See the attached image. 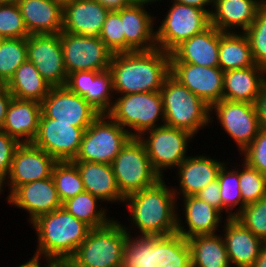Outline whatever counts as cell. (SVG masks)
I'll use <instances>...</instances> for the list:
<instances>
[{
    "instance_id": "6da1fadb",
    "label": "cell",
    "mask_w": 266,
    "mask_h": 267,
    "mask_svg": "<svg viewBox=\"0 0 266 267\" xmlns=\"http://www.w3.org/2000/svg\"><path fill=\"white\" fill-rule=\"evenodd\" d=\"M164 180L129 194L123 202L129 208L132 226L140 233L133 242L147 257L176 250L177 198Z\"/></svg>"
},
{
    "instance_id": "7a4b0ae2",
    "label": "cell",
    "mask_w": 266,
    "mask_h": 267,
    "mask_svg": "<svg viewBox=\"0 0 266 267\" xmlns=\"http://www.w3.org/2000/svg\"><path fill=\"white\" fill-rule=\"evenodd\" d=\"M129 232L116 219L90 229L63 267H138L147 255L133 242V234Z\"/></svg>"
},
{
    "instance_id": "3957f363",
    "label": "cell",
    "mask_w": 266,
    "mask_h": 267,
    "mask_svg": "<svg viewBox=\"0 0 266 267\" xmlns=\"http://www.w3.org/2000/svg\"><path fill=\"white\" fill-rule=\"evenodd\" d=\"M109 69L115 95L160 91L170 75V53L159 48L116 53Z\"/></svg>"
},
{
    "instance_id": "277c9868",
    "label": "cell",
    "mask_w": 266,
    "mask_h": 267,
    "mask_svg": "<svg viewBox=\"0 0 266 267\" xmlns=\"http://www.w3.org/2000/svg\"><path fill=\"white\" fill-rule=\"evenodd\" d=\"M38 236L37 255L63 267L86 239L90 227L64 207L38 216L31 222Z\"/></svg>"
},
{
    "instance_id": "5b68a950",
    "label": "cell",
    "mask_w": 266,
    "mask_h": 267,
    "mask_svg": "<svg viewBox=\"0 0 266 267\" xmlns=\"http://www.w3.org/2000/svg\"><path fill=\"white\" fill-rule=\"evenodd\" d=\"M165 116V125L197 132L212 123L211 107L171 74L165 79L160 90Z\"/></svg>"
},
{
    "instance_id": "8992f818",
    "label": "cell",
    "mask_w": 266,
    "mask_h": 267,
    "mask_svg": "<svg viewBox=\"0 0 266 267\" xmlns=\"http://www.w3.org/2000/svg\"><path fill=\"white\" fill-rule=\"evenodd\" d=\"M113 99L116 100L108 115L132 137H140L145 131L165 124L160 91L125 94ZM159 119L163 122L161 125H157Z\"/></svg>"
},
{
    "instance_id": "52a82bcc",
    "label": "cell",
    "mask_w": 266,
    "mask_h": 267,
    "mask_svg": "<svg viewBox=\"0 0 266 267\" xmlns=\"http://www.w3.org/2000/svg\"><path fill=\"white\" fill-rule=\"evenodd\" d=\"M131 138L130 133L108 114H100L84 131L79 152L72 161L111 165Z\"/></svg>"
},
{
    "instance_id": "ba28073f",
    "label": "cell",
    "mask_w": 266,
    "mask_h": 267,
    "mask_svg": "<svg viewBox=\"0 0 266 267\" xmlns=\"http://www.w3.org/2000/svg\"><path fill=\"white\" fill-rule=\"evenodd\" d=\"M119 191L126 197L157 183L161 177L154 170L144 143L132 137L111 163Z\"/></svg>"
},
{
    "instance_id": "9c48e42d",
    "label": "cell",
    "mask_w": 266,
    "mask_h": 267,
    "mask_svg": "<svg viewBox=\"0 0 266 267\" xmlns=\"http://www.w3.org/2000/svg\"><path fill=\"white\" fill-rule=\"evenodd\" d=\"M194 137L189 131L164 124L145 131L138 138L144 143L154 170L164 178V171L176 169L188 157V144Z\"/></svg>"
},
{
    "instance_id": "30bf717a",
    "label": "cell",
    "mask_w": 266,
    "mask_h": 267,
    "mask_svg": "<svg viewBox=\"0 0 266 267\" xmlns=\"http://www.w3.org/2000/svg\"><path fill=\"white\" fill-rule=\"evenodd\" d=\"M210 26L209 12L173 1L159 28L156 27L157 48L171 53L183 41Z\"/></svg>"
},
{
    "instance_id": "8fae6325",
    "label": "cell",
    "mask_w": 266,
    "mask_h": 267,
    "mask_svg": "<svg viewBox=\"0 0 266 267\" xmlns=\"http://www.w3.org/2000/svg\"><path fill=\"white\" fill-rule=\"evenodd\" d=\"M65 70L104 71L110 68L113 53L99 37L60 32Z\"/></svg>"
},
{
    "instance_id": "7c38bea8",
    "label": "cell",
    "mask_w": 266,
    "mask_h": 267,
    "mask_svg": "<svg viewBox=\"0 0 266 267\" xmlns=\"http://www.w3.org/2000/svg\"><path fill=\"white\" fill-rule=\"evenodd\" d=\"M210 114H216L220 126L233 138L241 153L261 129L253 103L222 99L211 106Z\"/></svg>"
},
{
    "instance_id": "4fadbf2b",
    "label": "cell",
    "mask_w": 266,
    "mask_h": 267,
    "mask_svg": "<svg viewBox=\"0 0 266 267\" xmlns=\"http://www.w3.org/2000/svg\"><path fill=\"white\" fill-rule=\"evenodd\" d=\"M57 161L33 143H20L13 155L7 178L0 184V193L7 184L10 189L7 198L21 185L52 176Z\"/></svg>"
},
{
    "instance_id": "5bb4252c",
    "label": "cell",
    "mask_w": 266,
    "mask_h": 267,
    "mask_svg": "<svg viewBox=\"0 0 266 267\" xmlns=\"http://www.w3.org/2000/svg\"><path fill=\"white\" fill-rule=\"evenodd\" d=\"M41 113L57 122L74 123L84 131L100 115L83 97L66 86L51 87L41 102Z\"/></svg>"
},
{
    "instance_id": "9a60e30c",
    "label": "cell",
    "mask_w": 266,
    "mask_h": 267,
    "mask_svg": "<svg viewBox=\"0 0 266 267\" xmlns=\"http://www.w3.org/2000/svg\"><path fill=\"white\" fill-rule=\"evenodd\" d=\"M28 61L51 87L65 86L68 74L58 34H30L26 38Z\"/></svg>"
},
{
    "instance_id": "2e32d148",
    "label": "cell",
    "mask_w": 266,
    "mask_h": 267,
    "mask_svg": "<svg viewBox=\"0 0 266 267\" xmlns=\"http://www.w3.org/2000/svg\"><path fill=\"white\" fill-rule=\"evenodd\" d=\"M83 134L84 130L74 123L57 122L41 113L37 136L32 143L56 161H72L79 152Z\"/></svg>"
},
{
    "instance_id": "e0dca14e",
    "label": "cell",
    "mask_w": 266,
    "mask_h": 267,
    "mask_svg": "<svg viewBox=\"0 0 266 267\" xmlns=\"http://www.w3.org/2000/svg\"><path fill=\"white\" fill-rule=\"evenodd\" d=\"M170 74L210 107L223 98L224 71L188 63H170Z\"/></svg>"
},
{
    "instance_id": "ac0fdd59",
    "label": "cell",
    "mask_w": 266,
    "mask_h": 267,
    "mask_svg": "<svg viewBox=\"0 0 266 267\" xmlns=\"http://www.w3.org/2000/svg\"><path fill=\"white\" fill-rule=\"evenodd\" d=\"M65 86L83 97L100 114H108L113 107L112 97L115 92L110 69L70 73Z\"/></svg>"
},
{
    "instance_id": "d6986e66",
    "label": "cell",
    "mask_w": 266,
    "mask_h": 267,
    "mask_svg": "<svg viewBox=\"0 0 266 267\" xmlns=\"http://www.w3.org/2000/svg\"><path fill=\"white\" fill-rule=\"evenodd\" d=\"M148 4L152 3L133 2L129 7L117 11L123 23L125 52L150 51L157 48L154 31L156 17L146 11Z\"/></svg>"
},
{
    "instance_id": "ffe728a7",
    "label": "cell",
    "mask_w": 266,
    "mask_h": 267,
    "mask_svg": "<svg viewBox=\"0 0 266 267\" xmlns=\"http://www.w3.org/2000/svg\"><path fill=\"white\" fill-rule=\"evenodd\" d=\"M7 199L9 205L27 211L30 223L62 207L52 176L19 186Z\"/></svg>"
},
{
    "instance_id": "44dd1931",
    "label": "cell",
    "mask_w": 266,
    "mask_h": 267,
    "mask_svg": "<svg viewBox=\"0 0 266 267\" xmlns=\"http://www.w3.org/2000/svg\"><path fill=\"white\" fill-rule=\"evenodd\" d=\"M182 200L186 222L183 223L177 215L176 249L188 238L215 234L223 218L218 209L196 196L183 197Z\"/></svg>"
},
{
    "instance_id": "7402d4cb",
    "label": "cell",
    "mask_w": 266,
    "mask_h": 267,
    "mask_svg": "<svg viewBox=\"0 0 266 267\" xmlns=\"http://www.w3.org/2000/svg\"><path fill=\"white\" fill-rule=\"evenodd\" d=\"M174 253L189 267H231L224 239L217 233L188 238Z\"/></svg>"
},
{
    "instance_id": "603a6c76",
    "label": "cell",
    "mask_w": 266,
    "mask_h": 267,
    "mask_svg": "<svg viewBox=\"0 0 266 267\" xmlns=\"http://www.w3.org/2000/svg\"><path fill=\"white\" fill-rule=\"evenodd\" d=\"M220 31L210 26L205 31L183 41L170 53V63H188L204 67H219Z\"/></svg>"
},
{
    "instance_id": "cb8c5ba5",
    "label": "cell",
    "mask_w": 266,
    "mask_h": 267,
    "mask_svg": "<svg viewBox=\"0 0 266 267\" xmlns=\"http://www.w3.org/2000/svg\"><path fill=\"white\" fill-rule=\"evenodd\" d=\"M109 12L96 0H73L63 7L62 31L99 37Z\"/></svg>"
},
{
    "instance_id": "d4e9b609",
    "label": "cell",
    "mask_w": 266,
    "mask_h": 267,
    "mask_svg": "<svg viewBox=\"0 0 266 267\" xmlns=\"http://www.w3.org/2000/svg\"><path fill=\"white\" fill-rule=\"evenodd\" d=\"M225 221L222 235L230 265L252 267L260 254L264 241L256 237L235 217L226 218Z\"/></svg>"
},
{
    "instance_id": "484cf974",
    "label": "cell",
    "mask_w": 266,
    "mask_h": 267,
    "mask_svg": "<svg viewBox=\"0 0 266 267\" xmlns=\"http://www.w3.org/2000/svg\"><path fill=\"white\" fill-rule=\"evenodd\" d=\"M224 163L205 154L188 156L176 169L180 186L174 188L173 192L177 200L179 196H195L205 186L215 181Z\"/></svg>"
},
{
    "instance_id": "4316f807",
    "label": "cell",
    "mask_w": 266,
    "mask_h": 267,
    "mask_svg": "<svg viewBox=\"0 0 266 267\" xmlns=\"http://www.w3.org/2000/svg\"><path fill=\"white\" fill-rule=\"evenodd\" d=\"M264 1L214 0V10L210 14L211 25L221 32H235L238 28L244 33L253 23Z\"/></svg>"
},
{
    "instance_id": "83f0119b",
    "label": "cell",
    "mask_w": 266,
    "mask_h": 267,
    "mask_svg": "<svg viewBox=\"0 0 266 267\" xmlns=\"http://www.w3.org/2000/svg\"><path fill=\"white\" fill-rule=\"evenodd\" d=\"M40 115V102L13 97L1 130L19 143H32L37 136Z\"/></svg>"
},
{
    "instance_id": "f1b7e54d",
    "label": "cell",
    "mask_w": 266,
    "mask_h": 267,
    "mask_svg": "<svg viewBox=\"0 0 266 267\" xmlns=\"http://www.w3.org/2000/svg\"><path fill=\"white\" fill-rule=\"evenodd\" d=\"M29 34H58L62 31L63 6L52 0H17Z\"/></svg>"
},
{
    "instance_id": "f546056e",
    "label": "cell",
    "mask_w": 266,
    "mask_h": 267,
    "mask_svg": "<svg viewBox=\"0 0 266 267\" xmlns=\"http://www.w3.org/2000/svg\"><path fill=\"white\" fill-rule=\"evenodd\" d=\"M265 81L266 69L262 66L225 71L222 99L254 104Z\"/></svg>"
},
{
    "instance_id": "4dcf8cb0",
    "label": "cell",
    "mask_w": 266,
    "mask_h": 267,
    "mask_svg": "<svg viewBox=\"0 0 266 267\" xmlns=\"http://www.w3.org/2000/svg\"><path fill=\"white\" fill-rule=\"evenodd\" d=\"M72 162L77 166L85 191L104 203L106 201L124 202L125 197L119 191L111 165L84 161Z\"/></svg>"
},
{
    "instance_id": "1f68e13d",
    "label": "cell",
    "mask_w": 266,
    "mask_h": 267,
    "mask_svg": "<svg viewBox=\"0 0 266 267\" xmlns=\"http://www.w3.org/2000/svg\"><path fill=\"white\" fill-rule=\"evenodd\" d=\"M6 86L14 98L34 100L40 103L51 89V85L28 60L16 69Z\"/></svg>"
},
{
    "instance_id": "d6a6232c",
    "label": "cell",
    "mask_w": 266,
    "mask_h": 267,
    "mask_svg": "<svg viewBox=\"0 0 266 267\" xmlns=\"http://www.w3.org/2000/svg\"><path fill=\"white\" fill-rule=\"evenodd\" d=\"M219 67L225 72L256 65L247 36L238 32H221Z\"/></svg>"
},
{
    "instance_id": "836d02e7",
    "label": "cell",
    "mask_w": 266,
    "mask_h": 267,
    "mask_svg": "<svg viewBox=\"0 0 266 267\" xmlns=\"http://www.w3.org/2000/svg\"><path fill=\"white\" fill-rule=\"evenodd\" d=\"M98 202L101 203L102 201L91 193L84 191L64 201L62 207L92 229L105 226L112 221L111 219H114L107 216L108 209L102 207L98 210V206H100Z\"/></svg>"
},
{
    "instance_id": "e575fe53",
    "label": "cell",
    "mask_w": 266,
    "mask_h": 267,
    "mask_svg": "<svg viewBox=\"0 0 266 267\" xmlns=\"http://www.w3.org/2000/svg\"><path fill=\"white\" fill-rule=\"evenodd\" d=\"M226 166V163L222 165L218 172L217 179L221 188L222 213L223 211L225 212L226 209V213L228 212L227 218H233L236 217L246 205L243 203L239 188V167L230 170ZM236 207L238 208L237 211L234 209Z\"/></svg>"
},
{
    "instance_id": "d590c367",
    "label": "cell",
    "mask_w": 266,
    "mask_h": 267,
    "mask_svg": "<svg viewBox=\"0 0 266 267\" xmlns=\"http://www.w3.org/2000/svg\"><path fill=\"white\" fill-rule=\"evenodd\" d=\"M52 178L62 203L85 191L81 175L72 161H57L52 169Z\"/></svg>"
},
{
    "instance_id": "8d00e7d4",
    "label": "cell",
    "mask_w": 266,
    "mask_h": 267,
    "mask_svg": "<svg viewBox=\"0 0 266 267\" xmlns=\"http://www.w3.org/2000/svg\"><path fill=\"white\" fill-rule=\"evenodd\" d=\"M27 60L26 38H6L0 42V78L5 84Z\"/></svg>"
},
{
    "instance_id": "74e56055",
    "label": "cell",
    "mask_w": 266,
    "mask_h": 267,
    "mask_svg": "<svg viewBox=\"0 0 266 267\" xmlns=\"http://www.w3.org/2000/svg\"><path fill=\"white\" fill-rule=\"evenodd\" d=\"M244 34L248 38L255 64L266 69V0L260 5L256 18Z\"/></svg>"
},
{
    "instance_id": "f35d334b",
    "label": "cell",
    "mask_w": 266,
    "mask_h": 267,
    "mask_svg": "<svg viewBox=\"0 0 266 267\" xmlns=\"http://www.w3.org/2000/svg\"><path fill=\"white\" fill-rule=\"evenodd\" d=\"M242 167L239 170V188L243 203L247 205L266 197V175L245 162Z\"/></svg>"
},
{
    "instance_id": "ab89813d",
    "label": "cell",
    "mask_w": 266,
    "mask_h": 267,
    "mask_svg": "<svg viewBox=\"0 0 266 267\" xmlns=\"http://www.w3.org/2000/svg\"><path fill=\"white\" fill-rule=\"evenodd\" d=\"M0 35L6 38H27L23 17L16 2L0 3Z\"/></svg>"
},
{
    "instance_id": "60d3db41",
    "label": "cell",
    "mask_w": 266,
    "mask_h": 267,
    "mask_svg": "<svg viewBox=\"0 0 266 267\" xmlns=\"http://www.w3.org/2000/svg\"><path fill=\"white\" fill-rule=\"evenodd\" d=\"M235 218L256 237L266 242V197L247 204Z\"/></svg>"
},
{
    "instance_id": "b9f144b4",
    "label": "cell",
    "mask_w": 266,
    "mask_h": 267,
    "mask_svg": "<svg viewBox=\"0 0 266 267\" xmlns=\"http://www.w3.org/2000/svg\"><path fill=\"white\" fill-rule=\"evenodd\" d=\"M99 38L113 54L125 52L123 23L121 21V16L117 11L108 13Z\"/></svg>"
},
{
    "instance_id": "7bdbcfd3",
    "label": "cell",
    "mask_w": 266,
    "mask_h": 267,
    "mask_svg": "<svg viewBox=\"0 0 266 267\" xmlns=\"http://www.w3.org/2000/svg\"><path fill=\"white\" fill-rule=\"evenodd\" d=\"M248 166L266 175V129H260L252 143L240 153Z\"/></svg>"
},
{
    "instance_id": "ee69618b",
    "label": "cell",
    "mask_w": 266,
    "mask_h": 267,
    "mask_svg": "<svg viewBox=\"0 0 266 267\" xmlns=\"http://www.w3.org/2000/svg\"><path fill=\"white\" fill-rule=\"evenodd\" d=\"M20 143L0 129V184L7 178L13 155Z\"/></svg>"
},
{
    "instance_id": "f6af8a7d",
    "label": "cell",
    "mask_w": 266,
    "mask_h": 267,
    "mask_svg": "<svg viewBox=\"0 0 266 267\" xmlns=\"http://www.w3.org/2000/svg\"><path fill=\"white\" fill-rule=\"evenodd\" d=\"M220 190L221 188L219 186V181L218 179H216L215 181L205 186L202 190H200L195 196L218 209L222 213V200Z\"/></svg>"
},
{
    "instance_id": "bcb514c9",
    "label": "cell",
    "mask_w": 266,
    "mask_h": 267,
    "mask_svg": "<svg viewBox=\"0 0 266 267\" xmlns=\"http://www.w3.org/2000/svg\"><path fill=\"white\" fill-rule=\"evenodd\" d=\"M154 267H189L174 252H166L151 257Z\"/></svg>"
},
{
    "instance_id": "7dc6e473",
    "label": "cell",
    "mask_w": 266,
    "mask_h": 267,
    "mask_svg": "<svg viewBox=\"0 0 266 267\" xmlns=\"http://www.w3.org/2000/svg\"><path fill=\"white\" fill-rule=\"evenodd\" d=\"M260 128L266 129V81L254 102Z\"/></svg>"
},
{
    "instance_id": "c3c4849f",
    "label": "cell",
    "mask_w": 266,
    "mask_h": 267,
    "mask_svg": "<svg viewBox=\"0 0 266 267\" xmlns=\"http://www.w3.org/2000/svg\"><path fill=\"white\" fill-rule=\"evenodd\" d=\"M12 99L13 96L5 85L2 89H0V129L3 127L5 115Z\"/></svg>"
},
{
    "instance_id": "681fc988",
    "label": "cell",
    "mask_w": 266,
    "mask_h": 267,
    "mask_svg": "<svg viewBox=\"0 0 266 267\" xmlns=\"http://www.w3.org/2000/svg\"><path fill=\"white\" fill-rule=\"evenodd\" d=\"M108 11H119L120 9L129 7L133 1L132 0H96Z\"/></svg>"
},
{
    "instance_id": "f907efd6",
    "label": "cell",
    "mask_w": 266,
    "mask_h": 267,
    "mask_svg": "<svg viewBox=\"0 0 266 267\" xmlns=\"http://www.w3.org/2000/svg\"><path fill=\"white\" fill-rule=\"evenodd\" d=\"M156 1H161V0H156ZM177 3L183 4V5H188L192 7H196L199 9H203L206 12H209L211 14V10L213 9V4L214 0H172ZM208 5H211V10L209 9ZM208 7V9L206 8Z\"/></svg>"
},
{
    "instance_id": "816d5d0a",
    "label": "cell",
    "mask_w": 266,
    "mask_h": 267,
    "mask_svg": "<svg viewBox=\"0 0 266 267\" xmlns=\"http://www.w3.org/2000/svg\"><path fill=\"white\" fill-rule=\"evenodd\" d=\"M41 257V255L34 254L32 258L27 260V262L17 267H42L41 263L39 262L42 259ZM45 260L47 263L45 264L46 266L44 265L43 267H60L56 262L48 258H45Z\"/></svg>"
},
{
    "instance_id": "f5cc1de1",
    "label": "cell",
    "mask_w": 266,
    "mask_h": 267,
    "mask_svg": "<svg viewBox=\"0 0 266 267\" xmlns=\"http://www.w3.org/2000/svg\"><path fill=\"white\" fill-rule=\"evenodd\" d=\"M252 267H266V242L263 243L260 254Z\"/></svg>"
},
{
    "instance_id": "db71d44e",
    "label": "cell",
    "mask_w": 266,
    "mask_h": 267,
    "mask_svg": "<svg viewBox=\"0 0 266 267\" xmlns=\"http://www.w3.org/2000/svg\"><path fill=\"white\" fill-rule=\"evenodd\" d=\"M138 267H154L151 257H147Z\"/></svg>"
},
{
    "instance_id": "11a10c76",
    "label": "cell",
    "mask_w": 266,
    "mask_h": 267,
    "mask_svg": "<svg viewBox=\"0 0 266 267\" xmlns=\"http://www.w3.org/2000/svg\"><path fill=\"white\" fill-rule=\"evenodd\" d=\"M60 5H62L63 7L68 4L69 2H72L73 0H52Z\"/></svg>"
},
{
    "instance_id": "9f6ffc18",
    "label": "cell",
    "mask_w": 266,
    "mask_h": 267,
    "mask_svg": "<svg viewBox=\"0 0 266 267\" xmlns=\"http://www.w3.org/2000/svg\"><path fill=\"white\" fill-rule=\"evenodd\" d=\"M133 2H147V3H153L156 2V0H132Z\"/></svg>"
},
{
    "instance_id": "6f0895ef",
    "label": "cell",
    "mask_w": 266,
    "mask_h": 267,
    "mask_svg": "<svg viewBox=\"0 0 266 267\" xmlns=\"http://www.w3.org/2000/svg\"><path fill=\"white\" fill-rule=\"evenodd\" d=\"M17 0H0V3H11L16 2Z\"/></svg>"
},
{
    "instance_id": "680465c9",
    "label": "cell",
    "mask_w": 266,
    "mask_h": 267,
    "mask_svg": "<svg viewBox=\"0 0 266 267\" xmlns=\"http://www.w3.org/2000/svg\"><path fill=\"white\" fill-rule=\"evenodd\" d=\"M6 84L4 81L0 78V89H2Z\"/></svg>"
},
{
    "instance_id": "91938a15",
    "label": "cell",
    "mask_w": 266,
    "mask_h": 267,
    "mask_svg": "<svg viewBox=\"0 0 266 267\" xmlns=\"http://www.w3.org/2000/svg\"><path fill=\"white\" fill-rule=\"evenodd\" d=\"M4 38L0 35V42L3 40Z\"/></svg>"
}]
</instances>
